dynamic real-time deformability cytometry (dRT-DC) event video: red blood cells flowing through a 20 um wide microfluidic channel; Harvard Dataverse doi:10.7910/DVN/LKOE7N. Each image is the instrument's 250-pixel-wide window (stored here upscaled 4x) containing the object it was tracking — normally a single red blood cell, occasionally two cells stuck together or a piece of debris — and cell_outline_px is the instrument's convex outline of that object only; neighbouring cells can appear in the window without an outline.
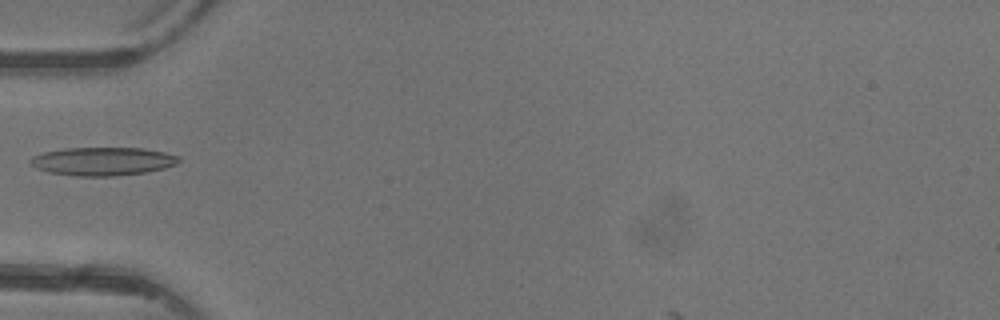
{"species": "common noctule bat (a hibernating species)", "species_latin": "Nyctalus noctula", "temperature_condition": "warm", "stored_images_in_passage": 4, "camera_frame_rate_fps": 3000, "um_per_image_px": 0.085, "animal": {"sex": "female"}, "frame": {"image": 1, "passage_image": 4, "time_ms": 3.333, "image_size_px": [1000, 320], "cell_outline_px": [[180, 160], [176, 164], [164, 168], [148, 172], [112, 176], [76, 176], [48, 172], [36, 168], [28, 160], [32, 156], [44, 152], [64, 148], [144, 148], [164, 152], [180, 156]], "centroid_in_image_um": [8.73, 13.71], "position_along_channel_um": 76.3, "area_um2": 24.57}}